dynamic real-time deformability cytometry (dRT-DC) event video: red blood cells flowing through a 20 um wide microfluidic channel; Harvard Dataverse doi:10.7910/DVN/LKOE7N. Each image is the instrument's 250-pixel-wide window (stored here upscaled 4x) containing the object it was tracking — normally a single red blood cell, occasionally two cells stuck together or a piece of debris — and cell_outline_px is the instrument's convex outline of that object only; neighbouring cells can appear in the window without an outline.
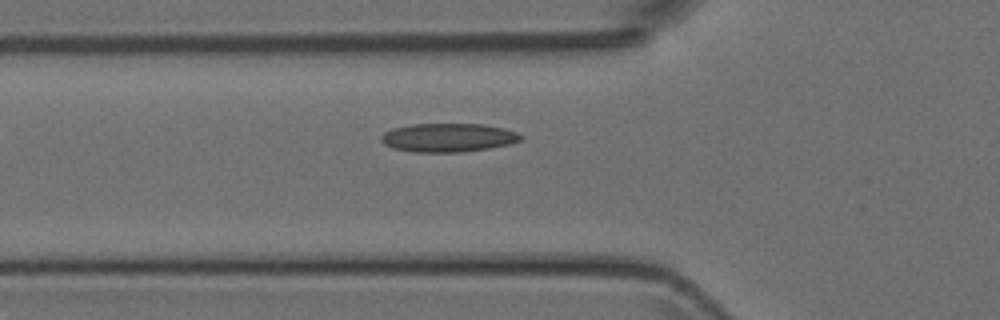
{"species": "Egyptian fruit bat (a non-hibernating species)", "species_latin": "Rousettus aegyptiacus", "temperature_condition": "room temperature", "stored_images_in_passage": 6, "camera_frame_rate_fps": 3000, "um_per_image_px": 0.085, "animal": {"sex": "female"}, "frame": {"image": 1, "passage_image": 6, "time_ms": 5.667, "image_size_px": [1000, 320], "cell_outline_px": [[524, 136], [520, 140], [508, 144], [488, 148], [460, 152], [412, 152], [392, 148], [384, 144], [380, 140], [380, 136], [384, 132], [392, 128], [412, 124], [480, 124], [504, 128], [516, 132]], "centroid_in_image_um": [38.04, 11.69], "position_along_channel_um": 87.8, "area_um2": 23.29}}